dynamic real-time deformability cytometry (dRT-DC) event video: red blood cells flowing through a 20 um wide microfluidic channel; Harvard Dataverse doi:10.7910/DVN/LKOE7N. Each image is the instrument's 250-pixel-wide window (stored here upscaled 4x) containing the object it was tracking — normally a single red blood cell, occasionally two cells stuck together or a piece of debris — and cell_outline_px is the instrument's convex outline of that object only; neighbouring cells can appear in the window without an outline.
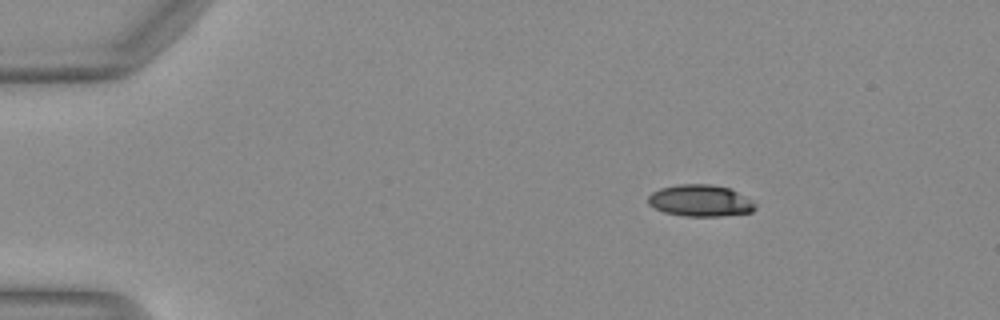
{"species": "Egyptian fruit bat (a non-hibernating species)", "species_latin": "Rousettus aegyptiacus", "temperature_condition": "warm", "stored_images_in_passage": 43, "camera_frame_rate_fps": 3000, "um_per_image_px": 0.085, "animal": {"sex": "female"}, "frame": {"image": 1, "passage_image": 1, "time_ms": 0.0, "image_size_px": [1000, 320], "cell_outline_px": [[756, 208], [752, 212], [720, 216], [684, 216], [664, 212], [648, 204], [648, 196], [652, 192], [660, 188], [676, 184], [712, 184], [732, 188], [752, 200], [756, 204]], "centroid_in_image_um": [59.55, 17.04], "position_along_channel_um": 25.5, "area_um2": 20.0}}
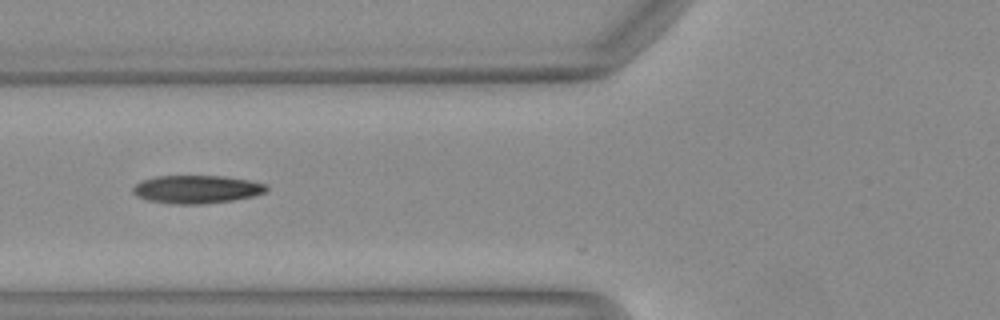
{"frame": {"image": 2, "passage_image": 13, "time_ms": 4.0, "image_size_px": [1000, 320], "cell_outline_px": [[268, 188], [264, 192], [252, 196], [232, 200], [200, 204], [172, 204], [148, 200], [136, 196], [132, 192], [132, 188], [136, 184], [144, 180], [156, 176], [224, 176], [248, 180], [264, 184]], "centroid_in_image_um": [16.67, 16.09], "position_along_channel_um": 109.1, "area_um2": 21.62}}
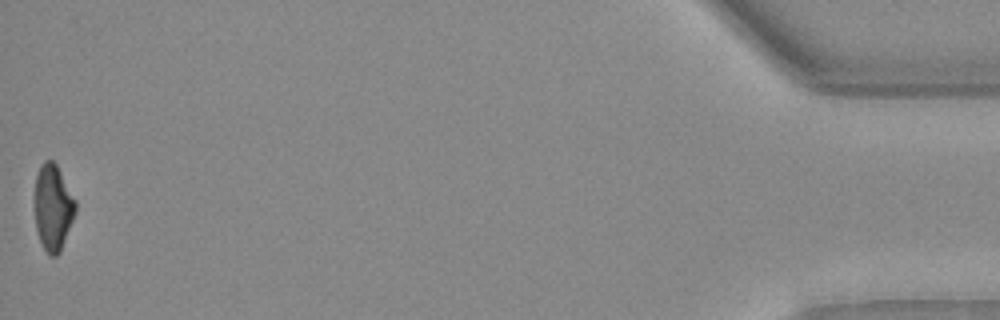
{"frame": {"image": 3, "passage_image": 43, "time_ms": 14.0, "image_size_px": [1000, 320], "cell_outline_px": [[76, 212], [60, 252], [56, 256], [48, 256], [40, 240], [36, 228], [36, 176], [40, 164], [44, 160], [52, 160], [56, 164], [76, 200]], "centroid_in_image_um": [4.52, 17.64], "position_along_channel_um": 430.7, "area_um2": 20.23}, "authors_computed_cell_mechanics": {"area_um2": 21.386, "velocity_mm_per_s": 4.1487, "shape_relaxation_time_tau1_ms": 3.776, "shape_relaxation_time_tau2_ms": 2.9001, "deformation_change_tau1": 0.1889, "deformation_change_tau2": 0.11}}